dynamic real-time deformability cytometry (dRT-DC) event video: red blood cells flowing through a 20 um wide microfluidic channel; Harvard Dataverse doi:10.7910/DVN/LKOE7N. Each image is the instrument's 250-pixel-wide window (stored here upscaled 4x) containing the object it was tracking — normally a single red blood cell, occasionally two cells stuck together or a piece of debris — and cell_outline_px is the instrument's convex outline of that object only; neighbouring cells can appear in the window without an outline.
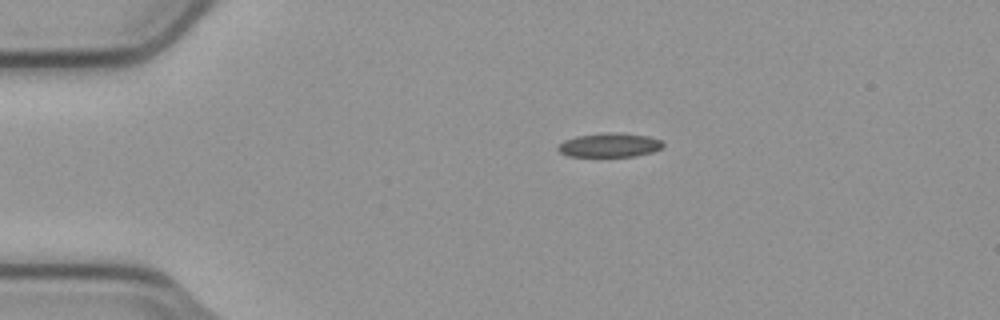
{"species": "common noctule bat (a hibernating species)", "species_latin": "Nyctalus noctula", "temperature_condition": "cold", "stored_images_in_passage": 2, "segment_of_instrument_passage": [1, 2], "camera_frame_rate_fps": 3000, "um_per_image_px": 0.085, "animal": {"sex": "male", "body_mass_g": 23.1, "forearm_length_mm": 52.7}, "frame": {"image": 1, "passage_image": 1, "time_ms": 0.0, "image_size_px": [1000, 320], "cell_outline_px": [[664, 144], [660, 148], [652, 152], [636, 156], [568, 156], [560, 152], [556, 148], [564, 140], [576, 136], [604, 132], [616, 132], [648, 136], [660, 140]], "centroid_in_image_um": [51.79, 12.32], "position_along_channel_um": 33.2, "area_um2": 14.68}}